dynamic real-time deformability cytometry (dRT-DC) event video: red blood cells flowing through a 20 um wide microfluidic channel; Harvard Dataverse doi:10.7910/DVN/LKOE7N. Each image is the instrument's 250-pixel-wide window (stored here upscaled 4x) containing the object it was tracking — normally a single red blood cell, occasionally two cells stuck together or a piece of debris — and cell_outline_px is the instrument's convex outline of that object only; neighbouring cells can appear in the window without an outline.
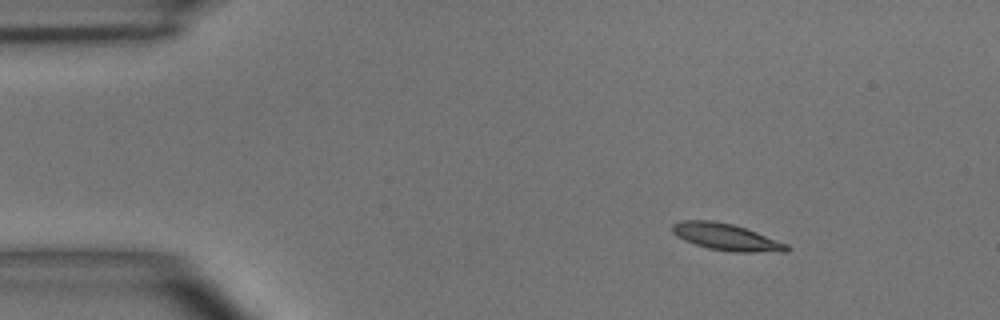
{"species": "common noctule bat (a hibernating species)", "species_latin": "Nyctalus noctula", "temperature_condition": "room temperature", "stored_images_in_passage": 6, "camera_frame_rate_fps": 3000, "um_per_image_px": 0.085, "animal": {"sex": "male", "body_mass_g": 15.6}, "frame": {"image": 1, "passage_image": 2, "time_ms": 1.333, "image_size_px": [1000, 320], "cell_outline_px": [[792, 248], [788, 252], [732, 252], [708, 248], [684, 240], [676, 236], [672, 232], [672, 224], [680, 220], [712, 220], [732, 224], [756, 232], [788, 244]], "centroid_in_image_um": [61.74, 20.15], "position_along_channel_um": 23.3, "area_um2": 17.92}}
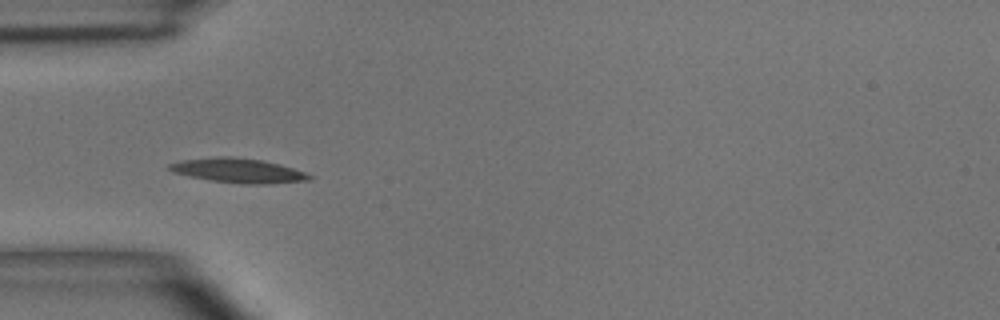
{"frame": {"image": 2, "passage_image": 4, "time_ms": 4.333, "image_size_px": [1000, 320], "cell_outline_px": [[312, 180], [268, 184], [240, 184], [208, 180], [188, 176], [172, 172], [168, 168], [168, 164], [180, 160], [212, 156], [228, 156], [264, 160], [280, 164], [304, 172], [312, 176]], "centroid_in_image_um": [20.21, 14.49], "position_along_channel_um": 64.8, "area_um2": 20.29}}
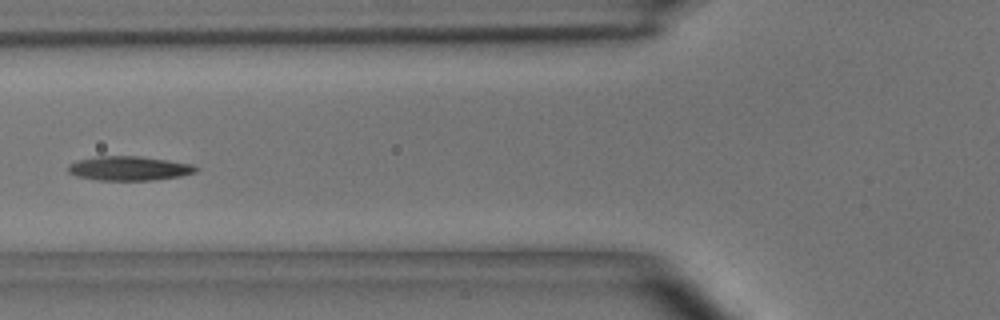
{"frame": {"image": 3, "passage_image": 5, "time_ms": 5.667, "image_size_px": [1000, 320], "cell_outline_px": [[200, 168], [196, 172], [180, 176], [152, 180], [96, 180], [76, 176], [68, 172], [68, 164], [76, 160], [100, 156], [140, 156], [192, 164]], "centroid_in_image_um": [10.95, 14.31], "position_along_channel_um": 114.8, "area_um2": 18.09}}